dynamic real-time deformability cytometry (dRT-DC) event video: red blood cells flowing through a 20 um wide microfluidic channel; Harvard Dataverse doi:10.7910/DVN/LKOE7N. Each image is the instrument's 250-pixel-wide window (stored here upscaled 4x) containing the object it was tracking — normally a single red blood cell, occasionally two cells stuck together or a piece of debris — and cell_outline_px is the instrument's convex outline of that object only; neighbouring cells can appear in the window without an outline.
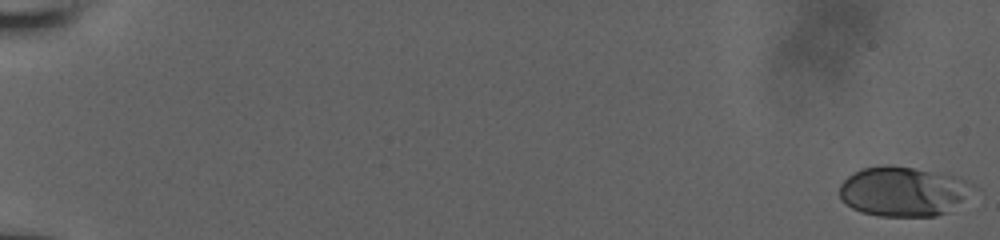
{"species": "human", "species_latin": "Homo sapiens", "temperature_condition": "room temperature", "stored_images_in_passage": 56, "camera_frame_rate_fps": 3000, "um_per_image_px": 0.085, "donor": {"sex": "male"}, "frame": {"image": 1, "passage_image": 1, "time_ms": 0.0, "image_size_px": [1000, 240], "cell_outline_px": [[980, 188], [948, 212], [936, 216], [880, 216], [860, 212], [852, 208], [840, 200], [840, 184], [848, 176], [864, 168], [884, 164], [888, 164], [912, 168], [956, 176], [968, 180], [976, 184]], "centroid_in_image_um": [76.83, 16.27], "position_along_channel_um": 8.2, "area_um2": 39.13}}
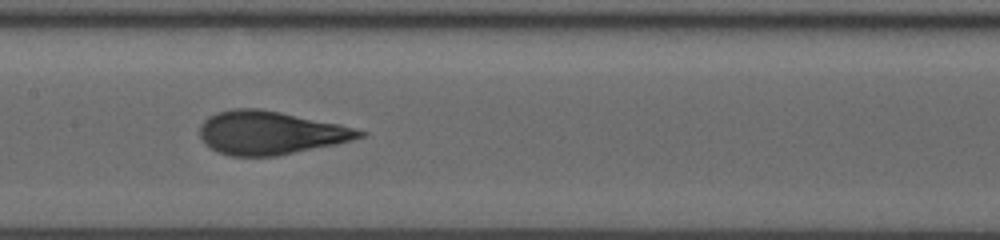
{"frame": {"image": 2, "passage_image": 31, "time_ms": 10.0, "image_size_px": [1000, 240], "cell_outline_px": [[368, 132], [364, 136], [336, 144], [276, 156], [232, 156], [220, 152], [204, 144], [200, 140], [200, 124], [208, 116], [216, 112], [232, 108], [260, 108], [340, 124]], "centroid_in_image_um": [22.94, 11.28], "position_along_channel_um": 184.5, "area_um2": 40.34}}
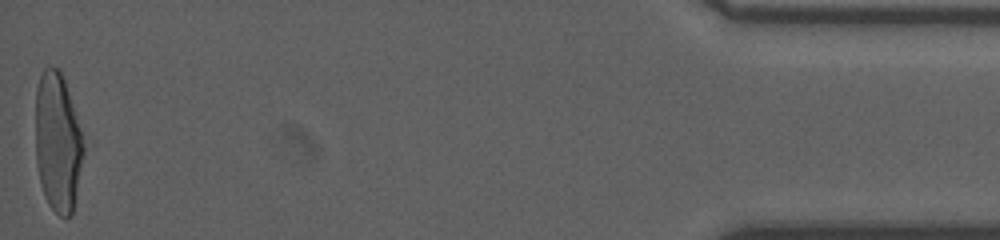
{"frame": {"image": 3, "passage_image": 56, "time_ms": 18.333, "image_size_px": [1000, 240], "cell_outline_px": [[84, 152], [72, 216], [60, 216], [48, 204], [44, 196], [36, 164], [36, 88], [40, 76], [44, 68], [60, 68], [68, 92], [84, 144]], "centroid_in_image_um": [4.89, 12.12], "position_along_channel_um": 430.3, "area_um2": 38.49}, "authors_computed_cell_mechanics": {"area_um2": 39.1595, "velocity_mm_per_s": 3.9471, "shape_relaxation_time_tau1_ms": 4.9644, "shape_relaxation_time_tau2_ms": null, "deformation_change_tau1": 0.1893, "deformation_change_tau2": null}}